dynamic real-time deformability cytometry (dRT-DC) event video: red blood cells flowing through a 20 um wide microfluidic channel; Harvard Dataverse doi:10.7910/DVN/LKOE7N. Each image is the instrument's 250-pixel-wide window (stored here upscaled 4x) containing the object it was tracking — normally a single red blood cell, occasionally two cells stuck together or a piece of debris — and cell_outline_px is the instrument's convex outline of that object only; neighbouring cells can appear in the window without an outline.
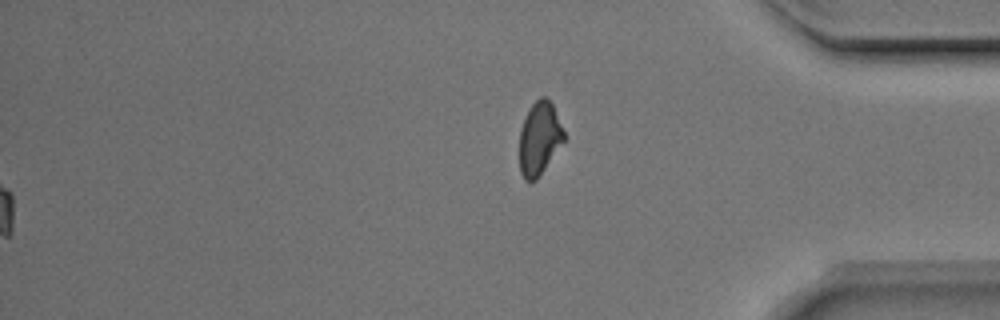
{"species": "Egyptian fruit bat (a non-hibernating species)", "species_latin": "Rousettus aegyptiacus", "temperature_condition": "room temperature", "stored_images_in_passage": 41, "segment_of_instrument_passage": [2, 2], "camera_frame_rate_fps": 3000, "um_per_image_px": 0.085, "animal": {"sex": "male"}, "frame": {"image": 1, "passage_image": 41, "time_ms": 13.333, "image_size_px": [1000, 320], "cell_outline_px": [[564, 140], [536, 180], [524, 180], [520, 172], [520, 128], [532, 104], [540, 96], [544, 96], [552, 104], [564, 132]], "centroid_in_image_um": [45.83, 11.76], "position_along_channel_um": 389.4, "area_um2": 18.44}}